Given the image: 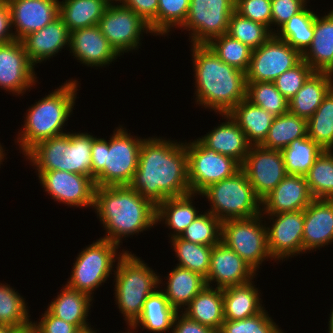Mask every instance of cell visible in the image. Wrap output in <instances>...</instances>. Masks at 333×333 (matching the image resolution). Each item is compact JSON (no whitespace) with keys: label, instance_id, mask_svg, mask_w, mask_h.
<instances>
[{"label":"cell","instance_id":"obj_1","mask_svg":"<svg viewBox=\"0 0 333 333\" xmlns=\"http://www.w3.org/2000/svg\"><path fill=\"white\" fill-rule=\"evenodd\" d=\"M129 186L155 206L167 198L191 193L185 143L160 136L145 138Z\"/></svg>","mask_w":333,"mask_h":333},{"label":"cell","instance_id":"obj_2","mask_svg":"<svg viewBox=\"0 0 333 333\" xmlns=\"http://www.w3.org/2000/svg\"><path fill=\"white\" fill-rule=\"evenodd\" d=\"M195 103L216 114L229 113L246 99L245 72L223 62L207 44H191Z\"/></svg>","mask_w":333,"mask_h":333},{"label":"cell","instance_id":"obj_3","mask_svg":"<svg viewBox=\"0 0 333 333\" xmlns=\"http://www.w3.org/2000/svg\"><path fill=\"white\" fill-rule=\"evenodd\" d=\"M93 210L106 231L100 238L118 246L125 237L156 227V206L129 185L96 187Z\"/></svg>","mask_w":333,"mask_h":333},{"label":"cell","instance_id":"obj_4","mask_svg":"<svg viewBox=\"0 0 333 333\" xmlns=\"http://www.w3.org/2000/svg\"><path fill=\"white\" fill-rule=\"evenodd\" d=\"M78 87L76 79L66 80L50 94L29 106L24 125L18 131L15 141L23 155L41 141L68 133L63 128L67 126L66 121L73 113Z\"/></svg>","mask_w":333,"mask_h":333},{"label":"cell","instance_id":"obj_5","mask_svg":"<svg viewBox=\"0 0 333 333\" xmlns=\"http://www.w3.org/2000/svg\"><path fill=\"white\" fill-rule=\"evenodd\" d=\"M109 137L106 140L96 136L92 141L91 178L96 187L129 185L145 138L131 135L122 125L114 128Z\"/></svg>","mask_w":333,"mask_h":333},{"label":"cell","instance_id":"obj_6","mask_svg":"<svg viewBox=\"0 0 333 333\" xmlns=\"http://www.w3.org/2000/svg\"><path fill=\"white\" fill-rule=\"evenodd\" d=\"M141 259L132 252H125L113 274L115 304L124 316L127 328L141 315L148 296L164 284L157 272Z\"/></svg>","mask_w":333,"mask_h":333},{"label":"cell","instance_id":"obj_7","mask_svg":"<svg viewBox=\"0 0 333 333\" xmlns=\"http://www.w3.org/2000/svg\"><path fill=\"white\" fill-rule=\"evenodd\" d=\"M96 136L78 131L37 143L23 157L35 171H68L91 177V147Z\"/></svg>","mask_w":333,"mask_h":333},{"label":"cell","instance_id":"obj_8","mask_svg":"<svg viewBox=\"0 0 333 333\" xmlns=\"http://www.w3.org/2000/svg\"><path fill=\"white\" fill-rule=\"evenodd\" d=\"M199 195L208 199L211 204L208 211L221 222L261 214V199L242 169L233 176L210 185Z\"/></svg>","mask_w":333,"mask_h":333},{"label":"cell","instance_id":"obj_9","mask_svg":"<svg viewBox=\"0 0 333 333\" xmlns=\"http://www.w3.org/2000/svg\"><path fill=\"white\" fill-rule=\"evenodd\" d=\"M118 248L121 247L103 238L93 241L78 253L66 285L93 298L95 290L114 274L116 262L129 252L125 249L118 252Z\"/></svg>","mask_w":333,"mask_h":333},{"label":"cell","instance_id":"obj_10","mask_svg":"<svg viewBox=\"0 0 333 333\" xmlns=\"http://www.w3.org/2000/svg\"><path fill=\"white\" fill-rule=\"evenodd\" d=\"M263 221L266 223L263 215L259 214L221 223V242L236 252L256 272H259L260 265L262 266L266 259L272 261L268 249L266 224Z\"/></svg>","mask_w":333,"mask_h":333},{"label":"cell","instance_id":"obj_11","mask_svg":"<svg viewBox=\"0 0 333 333\" xmlns=\"http://www.w3.org/2000/svg\"><path fill=\"white\" fill-rule=\"evenodd\" d=\"M185 142L188 180L192 193L201 194L210 185L233 176L241 165L233 158L207 148L198 138Z\"/></svg>","mask_w":333,"mask_h":333},{"label":"cell","instance_id":"obj_12","mask_svg":"<svg viewBox=\"0 0 333 333\" xmlns=\"http://www.w3.org/2000/svg\"><path fill=\"white\" fill-rule=\"evenodd\" d=\"M234 11L235 0H190L186 21L180 30L189 31L191 44H208L213 38L227 34Z\"/></svg>","mask_w":333,"mask_h":333},{"label":"cell","instance_id":"obj_13","mask_svg":"<svg viewBox=\"0 0 333 333\" xmlns=\"http://www.w3.org/2000/svg\"><path fill=\"white\" fill-rule=\"evenodd\" d=\"M98 26L119 56L138 50L143 33L155 36L149 24L122 3L109 4Z\"/></svg>","mask_w":333,"mask_h":333},{"label":"cell","instance_id":"obj_14","mask_svg":"<svg viewBox=\"0 0 333 333\" xmlns=\"http://www.w3.org/2000/svg\"><path fill=\"white\" fill-rule=\"evenodd\" d=\"M302 60V54L273 34L252 51L246 82H274L283 72Z\"/></svg>","mask_w":333,"mask_h":333},{"label":"cell","instance_id":"obj_15","mask_svg":"<svg viewBox=\"0 0 333 333\" xmlns=\"http://www.w3.org/2000/svg\"><path fill=\"white\" fill-rule=\"evenodd\" d=\"M36 173L42 188L54 201L65 203L68 207L93 209L96 186L91 177L60 170Z\"/></svg>","mask_w":333,"mask_h":333},{"label":"cell","instance_id":"obj_16","mask_svg":"<svg viewBox=\"0 0 333 333\" xmlns=\"http://www.w3.org/2000/svg\"><path fill=\"white\" fill-rule=\"evenodd\" d=\"M262 215L271 223V226L266 224V231L268 249L274 262L303 254L304 210Z\"/></svg>","mask_w":333,"mask_h":333},{"label":"cell","instance_id":"obj_17","mask_svg":"<svg viewBox=\"0 0 333 333\" xmlns=\"http://www.w3.org/2000/svg\"><path fill=\"white\" fill-rule=\"evenodd\" d=\"M241 169L261 200L287 175L281 150L267 149L261 145L250 147Z\"/></svg>","mask_w":333,"mask_h":333},{"label":"cell","instance_id":"obj_18","mask_svg":"<svg viewBox=\"0 0 333 333\" xmlns=\"http://www.w3.org/2000/svg\"><path fill=\"white\" fill-rule=\"evenodd\" d=\"M34 68L20 40L0 44L1 89L17 96L30 92L38 83Z\"/></svg>","mask_w":333,"mask_h":333},{"label":"cell","instance_id":"obj_19","mask_svg":"<svg viewBox=\"0 0 333 333\" xmlns=\"http://www.w3.org/2000/svg\"><path fill=\"white\" fill-rule=\"evenodd\" d=\"M258 275L236 252L223 242L213 246L206 285L216 288L242 285ZM213 283V284H212ZM212 284V285H211Z\"/></svg>","mask_w":333,"mask_h":333},{"label":"cell","instance_id":"obj_20","mask_svg":"<svg viewBox=\"0 0 333 333\" xmlns=\"http://www.w3.org/2000/svg\"><path fill=\"white\" fill-rule=\"evenodd\" d=\"M73 58L87 67H106L120 57L98 25L70 32L69 50Z\"/></svg>","mask_w":333,"mask_h":333},{"label":"cell","instance_id":"obj_21","mask_svg":"<svg viewBox=\"0 0 333 333\" xmlns=\"http://www.w3.org/2000/svg\"><path fill=\"white\" fill-rule=\"evenodd\" d=\"M16 40L42 29L59 16V0H9Z\"/></svg>","mask_w":333,"mask_h":333},{"label":"cell","instance_id":"obj_22","mask_svg":"<svg viewBox=\"0 0 333 333\" xmlns=\"http://www.w3.org/2000/svg\"><path fill=\"white\" fill-rule=\"evenodd\" d=\"M313 196L305 176L287 174L284 179L261 200V214H277L304 210Z\"/></svg>","mask_w":333,"mask_h":333},{"label":"cell","instance_id":"obj_23","mask_svg":"<svg viewBox=\"0 0 333 333\" xmlns=\"http://www.w3.org/2000/svg\"><path fill=\"white\" fill-rule=\"evenodd\" d=\"M21 42L30 62L36 66L69 48L70 31L58 16L42 29L25 36Z\"/></svg>","mask_w":333,"mask_h":333},{"label":"cell","instance_id":"obj_24","mask_svg":"<svg viewBox=\"0 0 333 333\" xmlns=\"http://www.w3.org/2000/svg\"><path fill=\"white\" fill-rule=\"evenodd\" d=\"M303 254L333 243V200L314 199L304 209Z\"/></svg>","mask_w":333,"mask_h":333},{"label":"cell","instance_id":"obj_25","mask_svg":"<svg viewBox=\"0 0 333 333\" xmlns=\"http://www.w3.org/2000/svg\"><path fill=\"white\" fill-rule=\"evenodd\" d=\"M220 115L226 119L225 122L218 124L217 127L198 139L207 148L229 156L242 165L252 145L229 113Z\"/></svg>","mask_w":333,"mask_h":333},{"label":"cell","instance_id":"obj_26","mask_svg":"<svg viewBox=\"0 0 333 333\" xmlns=\"http://www.w3.org/2000/svg\"><path fill=\"white\" fill-rule=\"evenodd\" d=\"M315 72L333 74V9L327 14H316L311 45L302 54Z\"/></svg>","mask_w":333,"mask_h":333},{"label":"cell","instance_id":"obj_27","mask_svg":"<svg viewBox=\"0 0 333 333\" xmlns=\"http://www.w3.org/2000/svg\"><path fill=\"white\" fill-rule=\"evenodd\" d=\"M88 294L71 289L66 284L60 293L48 304L47 310L55 317L75 325L80 331L91 328L87 321L90 306L93 304ZM92 302V303H91Z\"/></svg>","mask_w":333,"mask_h":333},{"label":"cell","instance_id":"obj_28","mask_svg":"<svg viewBox=\"0 0 333 333\" xmlns=\"http://www.w3.org/2000/svg\"><path fill=\"white\" fill-rule=\"evenodd\" d=\"M197 195L199 194L191 192L186 195L167 198L156 206V224H160L162 221L169 230H172L169 236L170 239L180 237L200 214V210L198 211L193 206V199Z\"/></svg>","mask_w":333,"mask_h":333},{"label":"cell","instance_id":"obj_29","mask_svg":"<svg viewBox=\"0 0 333 333\" xmlns=\"http://www.w3.org/2000/svg\"><path fill=\"white\" fill-rule=\"evenodd\" d=\"M332 88L333 74L314 72L288 101L289 112L308 120Z\"/></svg>","mask_w":333,"mask_h":333},{"label":"cell","instance_id":"obj_30","mask_svg":"<svg viewBox=\"0 0 333 333\" xmlns=\"http://www.w3.org/2000/svg\"><path fill=\"white\" fill-rule=\"evenodd\" d=\"M253 282L223 288L224 320L245 319L265 308L261 292Z\"/></svg>","mask_w":333,"mask_h":333},{"label":"cell","instance_id":"obj_31","mask_svg":"<svg viewBox=\"0 0 333 333\" xmlns=\"http://www.w3.org/2000/svg\"><path fill=\"white\" fill-rule=\"evenodd\" d=\"M181 312L218 332L224 322L223 289L206 285Z\"/></svg>","mask_w":333,"mask_h":333},{"label":"cell","instance_id":"obj_32","mask_svg":"<svg viewBox=\"0 0 333 333\" xmlns=\"http://www.w3.org/2000/svg\"><path fill=\"white\" fill-rule=\"evenodd\" d=\"M166 277V287L160 289L168 302L178 312L182 311L192 299L206 286V279L189 269L174 266ZM181 309V310H180Z\"/></svg>","mask_w":333,"mask_h":333},{"label":"cell","instance_id":"obj_33","mask_svg":"<svg viewBox=\"0 0 333 333\" xmlns=\"http://www.w3.org/2000/svg\"><path fill=\"white\" fill-rule=\"evenodd\" d=\"M178 311L170 305L164 293L157 289L148 296L144 302L143 310L138 319L129 327L135 332L138 327L142 330L153 333H164L169 330L173 331L174 318Z\"/></svg>","mask_w":333,"mask_h":333},{"label":"cell","instance_id":"obj_34","mask_svg":"<svg viewBox=\"0 0 333 333\" xmlns=\"http://www.w3.org/2000/svg\"><path fill=\"white\" fill-rule=\"evenodd\" d=\"M229 114L238 123L252 146L261 145L264 142L275 118L247 99L239 102Z\"/></svg>","mask_w":333,"mask_h":333},{"label":"cell","instance_id":"obj_35","mask_svg":"<svg viewBox=\"0 0 333 333\" xmlns=\"http://www.w3.org/2000/svg\"><path fill=\"white\" fill-rule=\"evenodd\" d=\"M108 5L105 0H62L59 16L71 32L98 25Z\"/></svg>","mask_w":333,"mask_h":333},{"label":"cell","instance_id":"obj_36","mask_svg":"<svg viewBox=\"0 0 333 333\" xmlns=\"http://www.w3.org/2000/svg\"><path fill=\"white\" fill-rule=\"evenodd\" d=\"M307 136V119L287 112L274 118L262 147L282 150L295 139Z\"/></svg>","mask_w":333,"mask_h":333},{"label":"cell","instance_id":"obj_37","mask_svg":"<svg viewBox=\"0 0 333 333\" xmlns=\"http://www.w3.org/2000/svg\"><path fill=\"white\" fill-rule=\"evenodd\" d=\"M292 16L275 35L303 54L311 45L316 12L307 8Z\"/></svg>","mask_w":333,"mask_h":333},{"label":"cell","instance_id":"obj_38","mask_svg":"<svg viewBox=\"0 0 333 333\" xmlns=\"http://www.w3.org/2000/svg\"><path fill=\"white\" fill-rule=\"evenodd\" d=\"M15 290L7 283H0V325L28 329L32 327V320L26 299Z\"/></svg>","mask_w":333,"mask_h":333},{"label":"cell","instance_id":"obj_39","mask_svg":"<svg viewBox=\"0 0 333 333\" xmlns=\"http://www.w3.org/2000/svg\"><path fill=\"white\" fill-rule=\"evenodd\" d=\"M322 151L308 136L295 139L281 150L287 174L305 176Z\"/></svg>","mask_w":333,"mask_h":333},{"label":"cell","instance_id":"obj_40","mask_svg":"<svg viewBox=\"0 0 333 333\" xmlns=\"http://www.w3.org/2000/svg\"><path fill=\"white\" fill-rule=\"evenodd\" d=\"M170 242L179 262L176 265L196 272L206 279L213 246L192 243L180 237L172 238Z\"/></svg>","mask_w":333,"mask_h":333},{"label":"cell","instance_id":"obj_41","mask_svg":"<svg viewBox=\"0 0 333 333\" xmlns=\"http://www.w3.org/2000/svg\"><path fill=\"white\" fill-rule=\"evenodd\" d=\"M307 136L323 150H333V88L307 120Z\"/></svg>","mask_w":333,"mask_h":333},{"label":"cell","instance_id":"obj_42","mask_svg":"<svg viewBox=\"0 0 333 333\" xmlns=\"http://www.w3.org/2000/svg\"><path fill=\"white\" fill-rule=\"evenodd\" d=\"M314 199L333 200V150H324L305 175Z\"/></svg>","mask_w":333,"mask_h":333},{"label":"cell","instance_id":"obj_43","mask_svg":"<svg viewBox=\"0 0 333 333\" xmlns=\"http://www.w3.org/2000/svg\"><path fill=\"white\" fill-rule=\"evenodd\" d=\"M246 99L277 117L289 112L288 100L276 88L274 82H246Z\"/></svg>","mask_w":333,"mask_h":333},{"label":"cell","instance_id":"obj_44","mask_svg":"<svg viewBox=\"0 0 333 333\" xmlns=\"http://www.w3.org/2000/svg\"><path fill=\"white\" fill-rule=\"evenodd\" d=\"M190 0H158L157 17L149 24L155 36H168L172 29L186 21Z\"/></svg>","mask_w":333,"mask_h":333},{"label":"cell","instance_id":"obj_45","mask_svg":"<svg viewBox=\"0 0 333 333\" xmlns=\"http://www.w3.org/2000/svg\"><path fill=\"white\" fill-rule=\"evenodd\" d=\"M227 34L253 50L273 35L267 26L243 17L236 11L231 14Z\"/></svg>","mask_w":333,"mask_h":333},{"label":"cell","instance_id":"obj_46","mask_svg":"<svg viewBox=\"0 0 333 333\" xmlns=\"http://www.w3.org/2000/svg\"><path fill=\"white\" fill-rule=\"evenodd\" d=\"M207 45L223 62L244 72L247 71L253 51L249 46L231 38L228 34L213 38Z\"/></svg>","mask_w":333,"mask_h":333},{"label":"cell","instance_id":"obj_47","mask_svg":"<svg viewBox=\"0 0 333 333\" xmlns=\"http://www.w3.org/2000/svg\"><path fill=\"white\" fill-rule=\"evenodd\" d=\"M221 221L204 211L185 229L180 238L192 243L214 246L221 241Z\"/></svg>","mask_w":333,"mask_h":333},{"label":"cell","instance_id":"obj_48","mask_svg":"<svg viewBox=\"0 0 333 333\" xmlns=\"http://www.w3.org/2000/svg\"><path fill=\"white\" fill-rule=\"evenodd\" d=\"M264 308L260 313L241 320H224L217 333H285Z\"/></svg>","mask_w":333,"mask_h":333},{"label":"cell","instance_id":"obj_49","mask_svg":"<svg viewBox=\"0 0 333 333\" xmlns=\"http://www.w3.org/2000/svg\"><path fill=\"white\" fill-rule=\"evenodd\" d=\"M315 71L303 59L291 69L278 76L274 84L289 101Z\"/></svg>","mask_w":333,"mask_h":333},{"label":"cell","instance_id":"obj_50","mask_svg":"<svg viewBox=\"0 0 333 333\" xmlns=\"http://www.w3.org/2000/svg\"><path fill=\"white\" fill-rule=\"evenodd\" d=\"M309 2L310 0H271V32L275 34L292 16L301 12Z\"/></svg>","mask_w":333,"mask_h":333},{"label":"cell","instance_id":"obj_51","mask_svg":"<svg viewBox=\"0 0 333 333\" xmlns=\"http://www.w3.org/2000/svg\"><path fill=\"white\" fill-rule=\"evenodd\" d=\"M235 11L271 30V0H235Z\"/></svg>","mask_w":333,"mask_h":333},{"label":"cell","instance_id":"obj_52","mask_svg":"<svg viewBox=\"0 0 333 333\" xmlns=\"http://www.w3.org/2000/svg\"><path fill=\"white\" fill-rule=\"evenodd\" d=\"M32 328L36 333H79L73 324L53 316L47 309L38 321H32Z\"/></svg>","mask_w":333,"mask_h":333},{"label":"cell","instance_id":"obj_53","mask_svg":"<svg viewBox=\"0 0 333 333\" xmlns=\"http://www.w3.org/2000/svg\"><path fill=\"white\" fill-rule=\"evenodd\" d=\"M122 4L150 24L157 17L158 0H123Z\"/></svg>","mask_w":333,"mask_h":333},{"label":"cell","instance_id":"obj_54","mask_svg":"<svg viewBox=\"0 0 333 333\" xmlns=\"http://www.w3.org/2000/svg\"><path fill=\"white\" fill-rule=\"evenodd\" d=\"M180 313V314H179ZM170 333V332H169ZM172 333H217L212 328L189 319L181 311L174 318Z\"/></svg>","mask_w":333,"mask_h":333},{"label":"cell","instance_id":"obj_55","mask_svg":"<svg viewBox=\"0 0 333 333\" xmlns=\"http://www.w3.org/2000/svg\"><path fill=\"white\" fill-rule=\"evenodd\" d=\"M11 26V11L5 1L0 0V44L15 41Z\"/></svg>","mask_w":333,"mask_h":333},{"label":"cell","instance_id":"obj_56","mask_svg":"<svg viewBox=\"0 0 333 333\" xmlns=\"http://www.w3.org/2000/svg\"><path fill=\"white\" fill-rule=\"evenodd\" d=\"M20 329L8 325H0V333H18Z\"/></svg>","mask_w":333,"mask_h":333},{"label":"cell","instance_id":"obj_57","mask_svg":"<svg viewBox=\"0 0 333 333\" xmlns=\"http://www.w3.org/2000/svg\"><path fill=\"white\" fill-rule=\"evenodd\" d=\"M329 315H330L329 316L330 319H328L329 320V322H328V330H329L328 333H333V308H332V311Z\"/></svg>","mask_w":333,"mask_h":333},{"label":"cell","instance_id":"obj_58","mask_svg":"<svg viewBox=\"0 0 333 333\" xmlns=\"http://www.w3.org/2000/svg\"><path fill=\"white\" fill-rule=\"evenodd\" d=\"M5 148L2 147L1 143H0V168H1V164L4 161V158L6 157V153H5Z\"/></svg>","mask_w":333,"mask_h":333},{"label":"cell","instance_id":"obj_59","mask_svg":"<svg viewBox=\"0 0 333 333\" xmlns=\"http://www.w3.org/2000/svg\"><path fill=\"white\" fill-rule=\"evenodd\" d=\"M79 333H99L97 332V330H94L92 327L87 329V330H83V331H80Z\"/></svg>","mask_w":333,"mask_h":333},{"label":"cell","instance_id":"obj_60","mask_svg":"<svg viewBox=\"0 0 333 333\" xmlns=\"http://www.w3.org/2000/svg\"><path fill=\"white\" fill-rule=\"evenodd\" d=\"M108 4H118L122 3L123 0H105Z\"/></svg>","mask_w":333,"mask_h":333},{"label":"cell","instance_id":"obj_61","mask_svg":"<svg viewBox=\"0 0 333 333\" xmlns=\"http://www.w3.org/2000/svg\"><path fill=\"white\" fill-rule=\"evenodd\" d=\"M27 333H36V332L33 330L32 327H30V328L27 329Z\"/></svg>","mask_w":333,"mask_h":333},{"label":"cell","instance_id":"obj_62","mask_svg":"<svg viewBox=\"0 0 333 333\" xmlns=\"http://www.w3.org/2000/svg\"><path fill=\"white\" fill-rule=\"evenodd\" d=\"M18 333H27V329L20 330Z\"/></svg>","mask_w":333,"mask_h":333},{"label":"cell","instance_id":"obj_63","mask_svg":"<svg viewBox=\"0 0 333 333\" xmlns=\"http://www.w3.org/2000/svg\"><path fill=\"white\" fill-rule=\"evenodd\" d=\"M126 332H122V333H134V332H132V331H130V329H127V330H125ZM120 333V332H119Z\"/></svg>","mask_w":333,"mask_h":333}]
</instances>
